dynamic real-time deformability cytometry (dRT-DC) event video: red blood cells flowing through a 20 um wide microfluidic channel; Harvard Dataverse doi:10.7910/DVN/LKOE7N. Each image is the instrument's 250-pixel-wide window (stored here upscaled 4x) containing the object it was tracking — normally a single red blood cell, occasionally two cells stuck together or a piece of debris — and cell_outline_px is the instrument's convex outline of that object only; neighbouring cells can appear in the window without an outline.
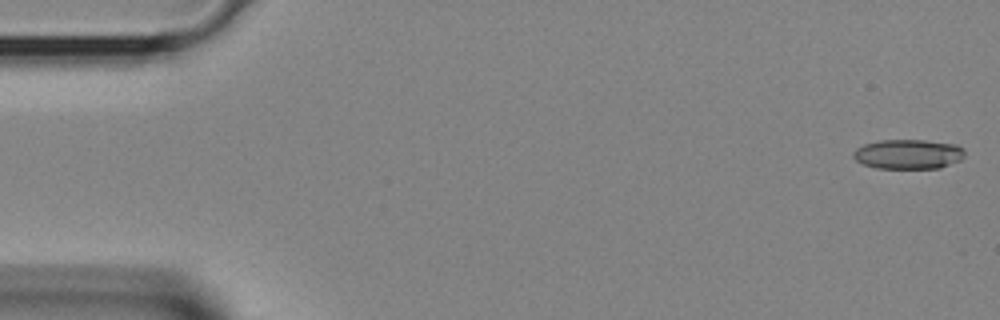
{"species": "Egyptian fruit bat (a non-hibernating species)", "species_latin": "Rousettus aegyptiacus", "temperature_condition": "room temperature", "stored_images_in_passage": 35, "camera_frame_rate_fps": 3000, "um_per_image_px": 0.085, "animal": {"sex": "female"}, "frame": {"image": 1, "passage_image": 1, "time_ms": 0.0, "image_size_px": [1000, 320], "cell_outline_px": [[964, 156], [960, 160], [940, 168], [876, 168], [864, 164], [856, 160], [852, 156], [852, 152], [856, 148], [864, 144], [880, 140], [924, 140], [956, 144], [964, 148]], "centroid_in_image_um": [77.2, 13.1], "position_along_channel_um": 7.8, "area_um2": 19.31}}
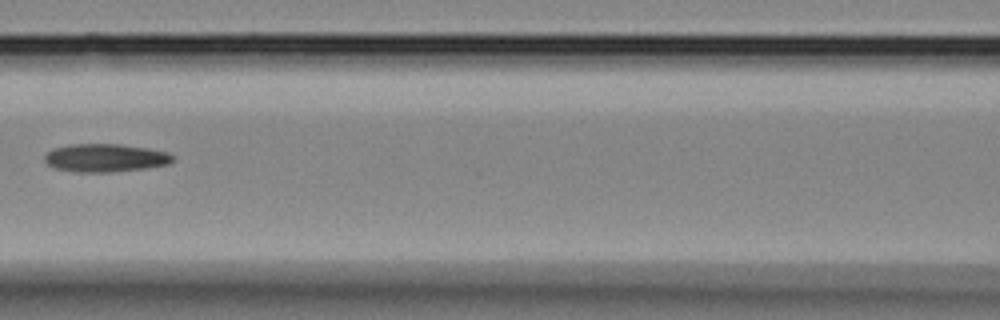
{"frame": {"image": 2, "passage_image": 17, "time_ms": 5.333, "image_size_px": [1000, 320], "cell_outline_px": [[172, 160], [168, 164], [144, 168], [108, 172], [76, 172], [56, 168], [48, 164], [44, 160], [44, 156], [48, 152], [56, 148], [68, 144], [120, 144], [148, 148], [168, 152], [172, 156]], "centroid_in_image_um": [8.93, 13.41], "position_along_channel_um": 157.7, "area_um2": 20.75}}
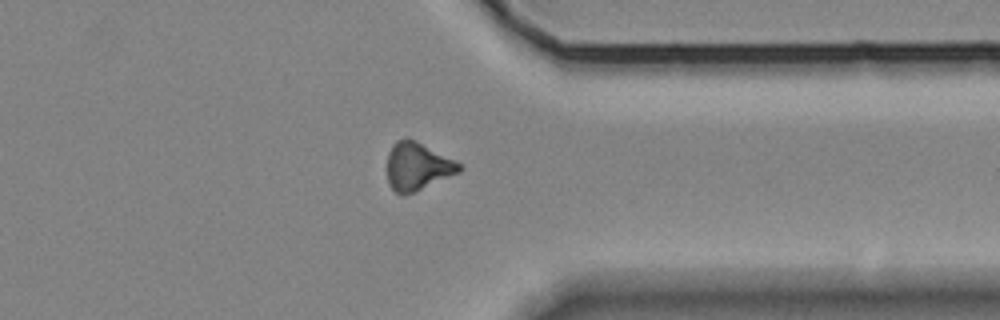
{"frame": {"image": 3, "passage_image": 30, "time_ms": 9.667, "image_size_px": [1000, 320], "cell_outline_px": [[464, 168], [460, 172], [404, 196], [396, 192], [388, 184], [388, 152], [392, 144], [396, 140], [404, 136], [408, 136], [460, 164]], "centroid_in_image_um": [35.45, 14.12], "position_along_channel_um": 376.0, "area_um2": 20.0}}